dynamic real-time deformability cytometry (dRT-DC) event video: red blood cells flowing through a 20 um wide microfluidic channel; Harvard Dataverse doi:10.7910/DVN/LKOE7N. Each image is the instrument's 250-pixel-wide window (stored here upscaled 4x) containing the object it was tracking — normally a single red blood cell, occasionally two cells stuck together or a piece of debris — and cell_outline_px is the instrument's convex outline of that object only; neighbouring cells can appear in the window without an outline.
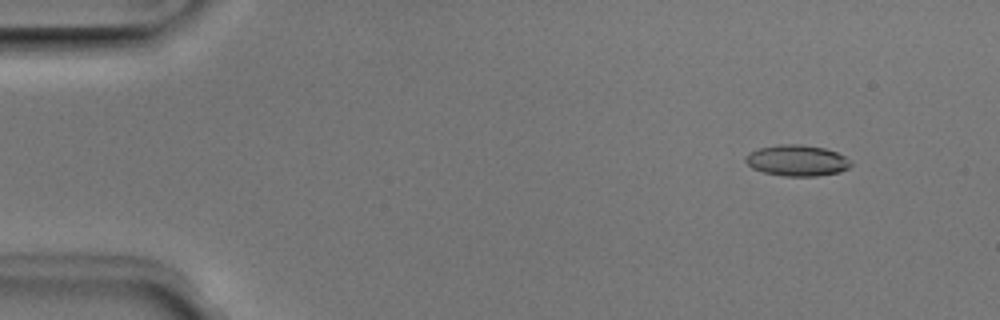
{"species": "Egyptian fruit bat (a non-hibernating species)", "species_latin": "Rousettus aegyptiacus", "temperature_condition": "room temperature", "stored_images_in_passage": 50, "camera_frame_rate_fps": 3000, "um_per_image_px": 0.085, "animal": {"sex": "male"}, "frame": {"image": 1, "passage_image": 5, "time_ms": 1.333, "image_size_px": [1000, 320], "cell_outline_px": [[852, 164], [848, 168], [840, 172], [816, 176], [784, 176], [764, 172], [752, 168], [744, 160], [744, 156], [748, 152], [760, 148], [780, 144], [800, 144], [824, 148], [836, 152], [852, 160]], "centroid_in_image_um": [67.74, 13.64], "position_along_channel_um": 17.3, "area_um2": 19.13}}
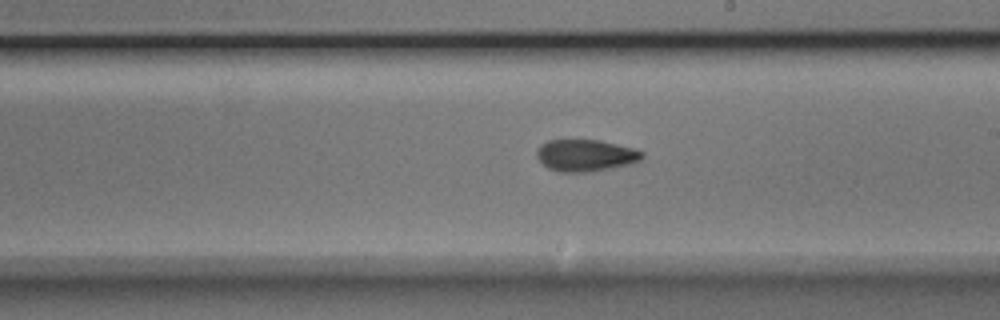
{"frame": {"image": 2, "passage_image": 29, "time_ms": 9.333, "image_size_px": [1000, 320], "cell_outline_px": [[644, 156], [640, 160], [632, 164], [592, 172], [556, 172], [548, 168], [536, 156], [536, 148], [540, 144], [548, 140], [600, 140], [632, 148], [644, 152]], "centroid_in_image_um": [49.76, 13.22], "position_along_channel_um": 239.2, "area_um2": 19.77}}
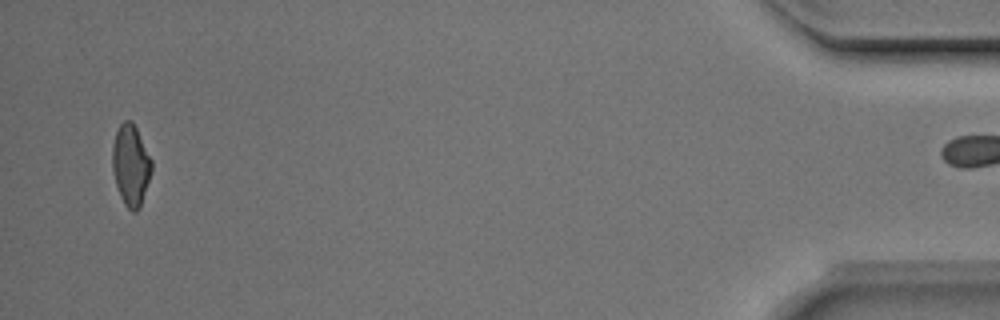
{"frame": {"image": 3, "passage_image": 49, "time_ms": 16.0, "image_size_px": [1000, 320], "cell_outline_px": [[152, 172], [140, 208], [136, 212], [132, 212], [124, 204], [120, 196], [112, 172], [112, 144], [116, 132], [120, 124], [124, 120], [132, 120], [152, 160]], "centroid_in_image_um": [11.11, 14.05], "position_along_channel_um": 424.1, "area_um2": 18.73}, "authors_computed_cell_mechanics": {"area_um2": 18.9873, "velocity_mm_per_s": 4.0283, "shape_relaxation_time_tau1_ms": 4.1494, "shape_relaxation_time_tau2_ms": 4.491, "deformation_change_tau1": 0.1367, "deformation_change_tau2": 0.1089}}